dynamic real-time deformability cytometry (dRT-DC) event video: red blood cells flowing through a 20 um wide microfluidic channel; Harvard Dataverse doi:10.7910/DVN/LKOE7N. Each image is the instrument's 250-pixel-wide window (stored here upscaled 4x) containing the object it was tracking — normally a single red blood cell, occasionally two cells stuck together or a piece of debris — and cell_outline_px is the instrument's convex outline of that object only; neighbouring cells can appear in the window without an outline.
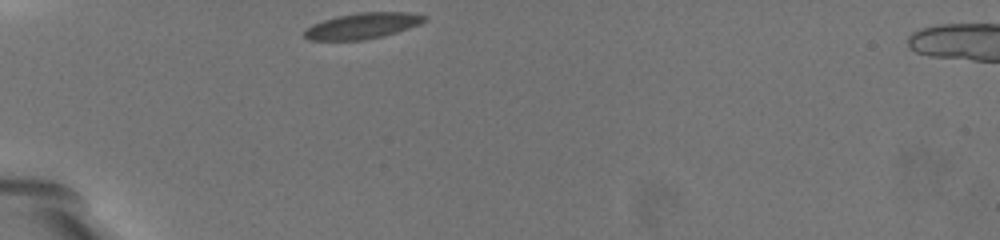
{"species": "common noctule bat (a hibernating species)", "species_latin": "Nyctalus noctula", "temperature_condition": "warm", "stored_images_in_passage": 34, "camera_frame_rate_fps": 3000, "um_per_image_px": 0.085, "animal": {"sex": "female", "body_mass_g": 19.5, "forearm_length_mm": 54.1}, "frame": {"image": 1, "passage_image": 1, "time_ms": 0.0, "image_size_px": [1000, 240], "cell_outline_px": [[428, 20], [420, 24], [396, 32], [364, 40], [308, 40], [304, 36], [304, 32], [312, 24], [324, 20], [356, 12], [408, 12], [428, 16]], "centroid_in_image_um": [30.84, 2.19], "position_along_channel_um": 54.2, "area_um2": 17.98}}
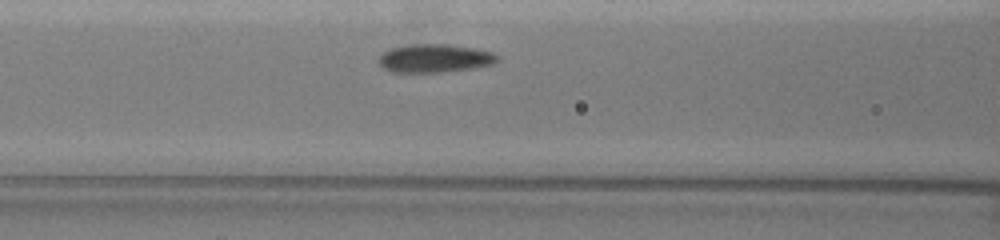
{"frame": {"image": 2, "passage_image": 10, "time_ms": 3.0, "image_size_px": [1000, 240], "cell_outline_px": [[500, 60], [492, 64], [444, 72], [392, 72], [384, 68], [380, 64], [380, 56], [388, 48], [412, 44], [448, 44], [472, 48], [492, 52], [500, 56]], "centroid_in_image_um": [36.95, 4.95], "position_along_channel_um": 129.7, "area_um2": 19.42}}
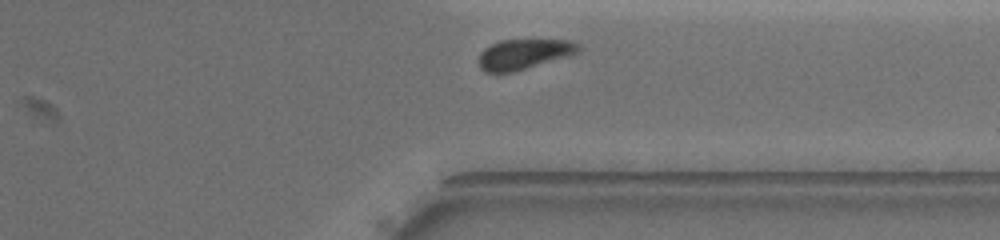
{"frame": {"image": 3, "passage_image": 32, "time_ms": 10.333, "image_size_px": [1000, 240], "cell_outline_px": [[580, 52], [512, 72], [484, 72], [480, 68], [480, 52], [484, 48], [500, 40], [572, 40], [580, 44]], "centroid_in_image_um": [44.54, 4.58], "position_along_channel_um": 366.9, "area_um2": 17.28}, "authors_computed_cell_mechanics": {"area_um2": 18.9006, "velocity_mm_per_s": 3.2357, "shape_relaxation_time_tau1_ms": 2.9887, "shape_relaxation_time_tau2_ms": null, "deformation_change_tau1": 0.1134, "deformation_change_tau2": null}}